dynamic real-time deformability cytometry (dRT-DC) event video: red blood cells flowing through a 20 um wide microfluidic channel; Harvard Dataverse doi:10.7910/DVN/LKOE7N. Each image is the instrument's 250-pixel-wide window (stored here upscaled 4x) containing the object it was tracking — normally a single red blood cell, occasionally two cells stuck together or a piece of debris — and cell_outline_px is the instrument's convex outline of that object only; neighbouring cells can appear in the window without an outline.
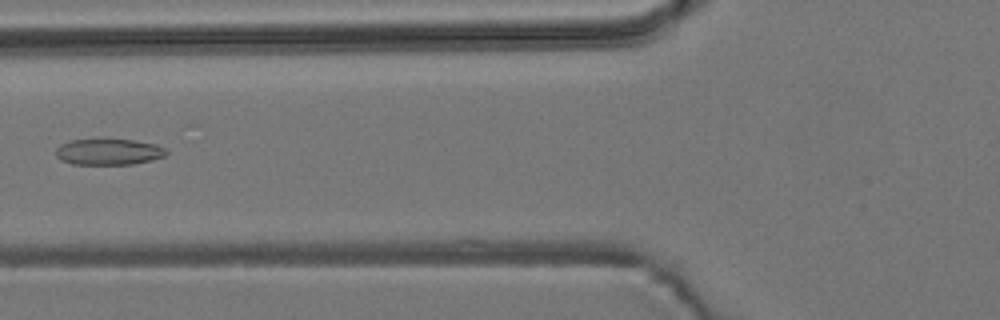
{"species": "common noctule bat (a hibernating species)", "species_latin": "Nyctalus noctula", "temperature_condition": "room temperature", "stored_images_in_passage": 6, "camera_frame_rate_fps": 3000, "um_per_image_px": 0.085, "animal": {"sex": "male", "body_mass_g": 19.2, "forearm_length_mm": 51.8}, "frame": {"image": 1, "passage_image": 6, "time_ms": 5.667, "image_size_px": [1000, 320], "cell_outline_px": [[168, 152], [164, 156], [152, 160], [132, 164], [72, 164], [60, 160], [56, 156], [56, 148], [60, 144], [72, 140], [132, 140], [156, 144], [168, 148]], "centroid_in_image_um": [9.25, 12.91], "position_along_channel_um": 116.5, "area_um2": 16.76}}